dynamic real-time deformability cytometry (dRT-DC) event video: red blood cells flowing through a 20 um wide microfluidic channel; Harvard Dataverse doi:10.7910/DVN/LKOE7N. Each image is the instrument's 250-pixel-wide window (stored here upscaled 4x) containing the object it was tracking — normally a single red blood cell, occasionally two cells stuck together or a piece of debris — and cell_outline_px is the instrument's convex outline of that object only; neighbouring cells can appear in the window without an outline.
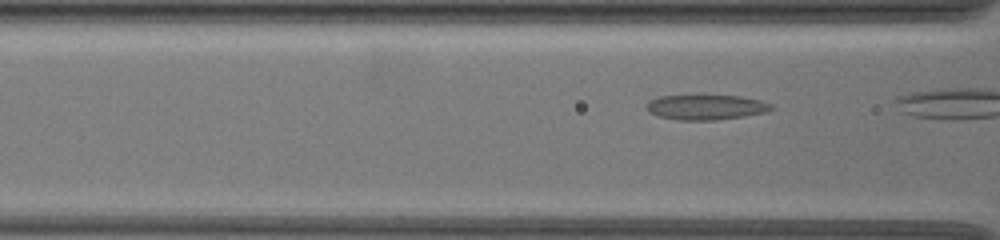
{"species": "common noctule bat (a hibernating species)", "species_latin": "Nyctalus noctula", "temperature_condition": "warm", "stored_images_in_passage": 10, "camera_frame_rate_fps": 3000, "um_per_image_px": 0.085, "animal": {"sex": "female", "body_mass_g": 19.5, "forearm_length_mm": 54.1}, "frame": {"image": 1, "passage_image": 9, "time_ms": 2.667, "image_size_px": [1000, 240], "cell_outline_px": [[776, 108], [768, 112], [744, 116], [716, 120], [676, 120], [660, 116], [648, 112], [644, 108], [652, 100], [660, 96], [740, 96], [760, 100], [772, 104]], "centroid_in_image_um": [60.06, 9.12], "position_along_channel_um": 106.5, "area_um2": 18.15}}